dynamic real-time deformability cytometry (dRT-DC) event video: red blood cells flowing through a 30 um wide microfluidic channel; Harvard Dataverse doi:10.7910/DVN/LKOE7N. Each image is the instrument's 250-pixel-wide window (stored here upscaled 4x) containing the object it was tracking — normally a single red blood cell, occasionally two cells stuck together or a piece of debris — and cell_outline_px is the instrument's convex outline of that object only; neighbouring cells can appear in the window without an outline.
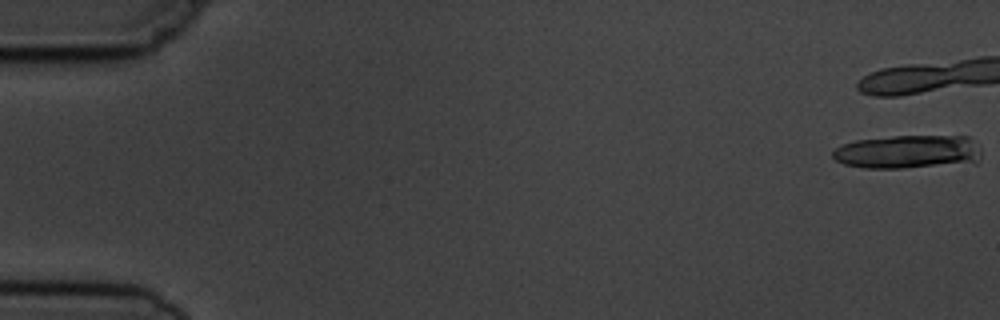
{"species": "common noctule bat (a hibernating species)", "species_latin": "Nyctalus noctula", "temperature_condition": "cold", "stored_images_in_passage": 7, "camera_frame_rate_fps": 3000, "um_per_image_px": 0.085, "animal": {"sex": "male", "body_mass_g": 19.5, "forearm_length_mm": 54.6}, "frame": {"image": 1, "passage_image": 1, "time_ms": 0.0, "image_size_px": [1000, 320], "cell_outline_px": [[980, 160], [976, 164], [900, 168], [864, 168], [844, 164], [836, 160], [832, 156], [832, 152], [836, 148], [844, 144], [856, 140], [892, 136], [968, 136], [980, 148]], "centroid_in_image_um": [77.24, 12.92], "position_along_channel_um": 7.8, "area_um2": 29.48}}